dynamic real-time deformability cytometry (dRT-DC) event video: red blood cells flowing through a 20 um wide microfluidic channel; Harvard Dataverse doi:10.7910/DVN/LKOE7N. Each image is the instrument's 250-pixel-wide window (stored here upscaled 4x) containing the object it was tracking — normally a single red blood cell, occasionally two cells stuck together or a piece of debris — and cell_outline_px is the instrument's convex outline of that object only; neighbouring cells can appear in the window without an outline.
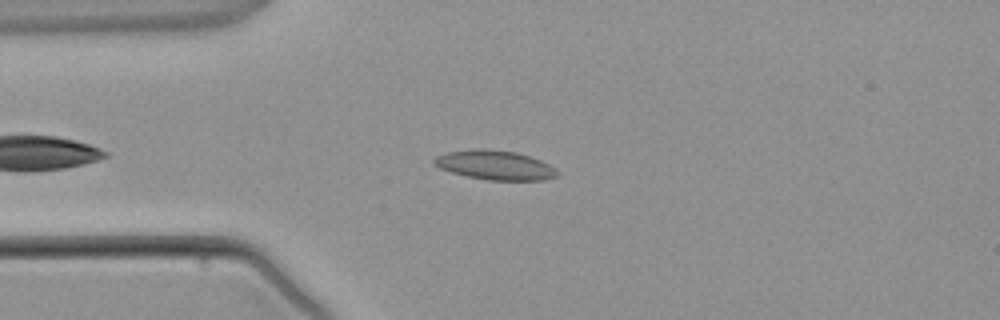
{"species": "common noctule bat (a hibernating species)", "species_latin": "Nyctalus noctula", "temperature_condition": "warm", "stored_images_in_passage": 2, "camera_frame_rate_fps": 3000, "um_per_image_px": 0.085, "animal": {"sex": "male", "body_mass_g": 21.5, "forearm_length_mm": 52.0}, "frame": {"image": 1, "passage_image": 2, "time_ms": 1.0, "image_size_px": [1000, 320], "cell_outline_px": [[556, 176], [544, 180], [488, 180], [468, 176], [452, 172], [440, 168], [432, 164], [432, 160], [436, 156], [448, 152], [472, 148], [488, 148], [516, 152], [540, 160], [556, 168]], "centroid_in_image_um": [42.03, 14.02], "position_along_channel_um": 43.0, "area_um2": 21.04}}